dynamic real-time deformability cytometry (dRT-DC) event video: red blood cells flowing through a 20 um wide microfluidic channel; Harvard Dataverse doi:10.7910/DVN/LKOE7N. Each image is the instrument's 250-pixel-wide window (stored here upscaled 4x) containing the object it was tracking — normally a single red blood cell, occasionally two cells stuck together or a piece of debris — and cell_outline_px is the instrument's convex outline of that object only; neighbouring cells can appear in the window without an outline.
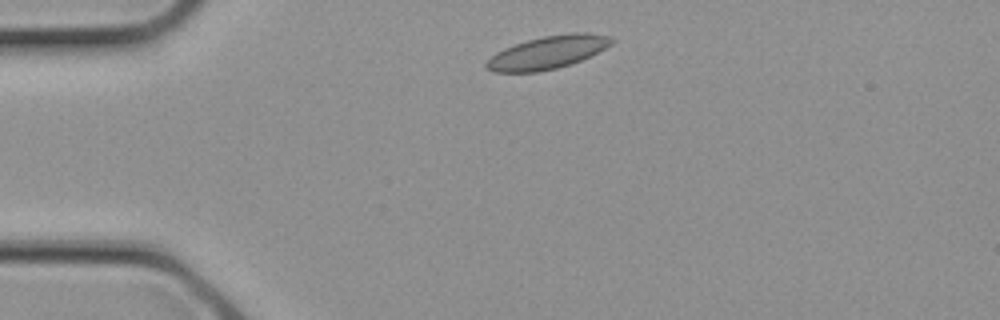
{"species": "common noctule bat (a hibernating species)", "species_latin": "Nyctalus noctula", "temperature_condition": "cold", "stored_images_in_passage": 5, "camera_frame_rate_fps": 3000, "um_per_image_px": 0.085, "animal": {"sex": "female", "body_mass_g": 21.9}, "frame": {"image": 1, "passage_image": 1, "time_ms": 0.0, "image_size_px": [1000, 320], "cell_outline_px": [[616, 40], [612, 44], [572, 64], [540, 72], [492, 72], [484, 68], [484, 64], [496, 52], [504, 48], [528, 40], [544, 36], [572, 32], [584, 32], [608, 36]], "centroid_in_image_um": [46.52, 4.46], "position_along_channel_um": 38.5, "area_um2": 23.87}}
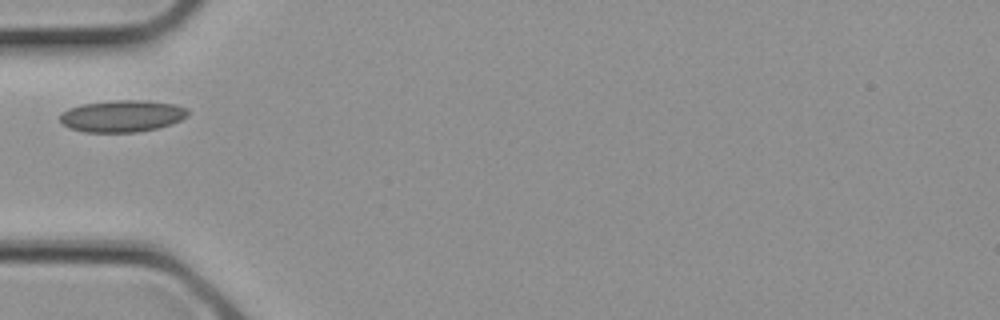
{"frame": {"image": 2, "passage_image": 4, "time_ms": 1.0, "image_size_px": [1000, 320], "cell_outline_px": [[188, 116], [172, 124], [156, 128], [136, 132], [84, 132], [68, 128], [60, 124], [60, 116], [68, 108], [80, 104], [112, 100], [144, 100], [176, 104], [188, 108]], "centroid_in_image_um": [10.37, 9.86], "position_along_channel_um": 74.6, "area_um2": 23.99}}